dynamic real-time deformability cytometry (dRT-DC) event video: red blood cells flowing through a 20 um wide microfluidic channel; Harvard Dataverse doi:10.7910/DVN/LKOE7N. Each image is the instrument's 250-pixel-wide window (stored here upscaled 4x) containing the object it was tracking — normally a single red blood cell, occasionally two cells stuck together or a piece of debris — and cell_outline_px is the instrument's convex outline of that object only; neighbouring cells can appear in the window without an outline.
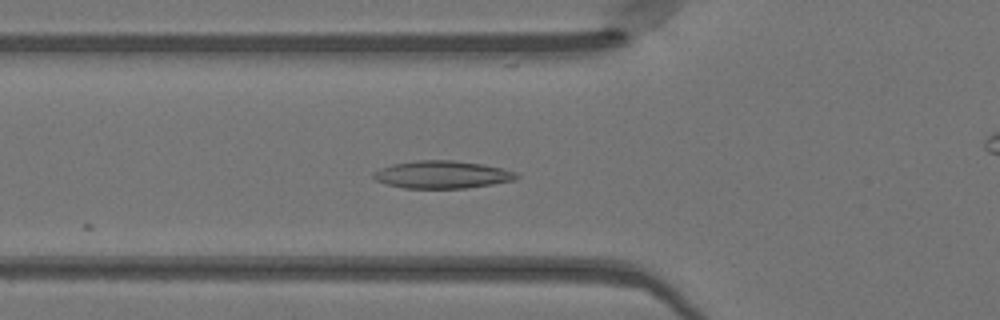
{"species": "Egyptian fruit bat (a non-hibernating species)", "species_latin": "Rousettus aegyptiacus", "temperature_condition": "warm", "stored_images_in_passage": 8, "camera_frame_rate_fps": 3000, "um_per_image_px": 0.085, "animal": {"sex": "female"}, "frame": {"image": 1, "passage_image": 5, "time_ms": 1.333, "image_size_px": [1000, 320], "cell_outline_px": [[520, 176], [516, 180], [468, 188], [404, 188], [388, 184], [376, 180], [372, 176], [372, 172], [380, 168], [392, 164], [416, 160], [452, 160], [484, 164], [516, 172]], "centroid_in_image_um": [37.59, 14.84], "position_along_channel_um": 88.2, "area_um2": 23.06}}
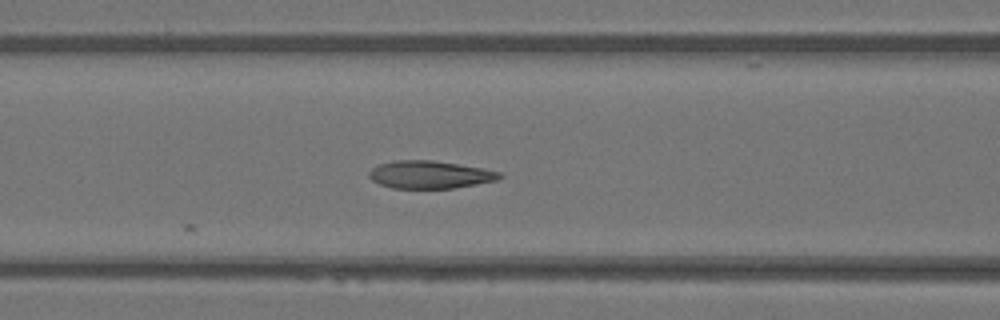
{"frame": {"image": 2, "passage_image": 8, "time_ms": 2.333, "image_size_px": [1000, 320], "cell_outline_px": [[504, 176], [496, 180], [476, 184], [452, 188], [392, 188], [380, 184], [372, 180], [368, 176], [368, 172], [372, 168], [380, 164], [392, 160], [432, 160], [484, 168], [500, 172]], "centroid_in_image_um": [36.52, 14.84], "position_along_channel_um": 130.1, "area_um2": 21.04}}